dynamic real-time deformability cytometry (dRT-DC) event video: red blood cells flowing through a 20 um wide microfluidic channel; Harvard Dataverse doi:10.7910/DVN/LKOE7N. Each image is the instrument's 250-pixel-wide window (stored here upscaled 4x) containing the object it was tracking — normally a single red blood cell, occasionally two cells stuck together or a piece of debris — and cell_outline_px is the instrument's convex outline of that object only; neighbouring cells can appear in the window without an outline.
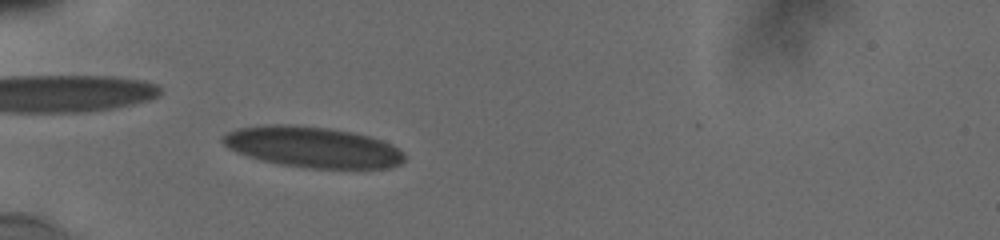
{"species": "human", "species_latin": "Homo sapiens", "temperature_condition": "cold", "stored_images_in_passage": 39, "camera_frame_rate_fps": 3000, "um_per_image_px": 0.085, "donor": {"sex": "male"}, "frame": {"image": 1, "passage_image": 3, "time_ms": 0.667, "image_size_px": [1000, 240], "cell_outline_px": [[404, 160], [400, 164], [388, 168], [312, 168], [280, 164], [260, 160], [236, 152], [228, 148], [220, 140], [220, 136], [224, 132], [236, 128], [264, 124], [288, 124], [328, 128], [352, 132], [368, 136], [380, 140], [404, 152]], "centroid_in_image_um": [26.48, 12.49], "position_along_channel_um": 58.5, "area_um2": 43.29}}
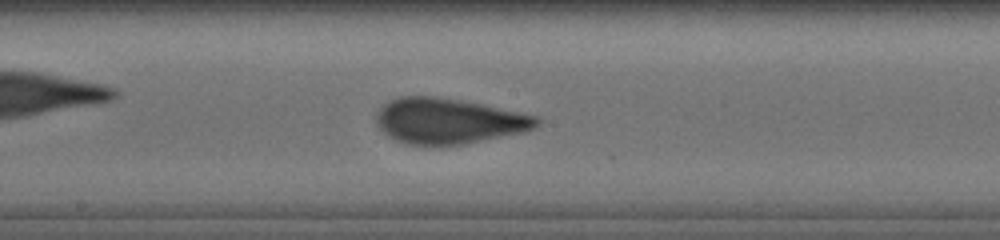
{"frame": {"image": 2, "passage_image": 16, "time_ms": 5.0, "image_size_px": [1000, 240], "cell_outline_px": [[540, 124], [536, 128], [524, 132], [460, 144], [408, 144], [396, 140], [384, 132], [380, 128], [376, 120], [376, 116], [380, 108], [384, 104], [400, 96], [432, 96], [460, 100], [540, 116]], "centroid_in_image_um": [38.17, 10.27], "position_along_channel_um": 210.0, "area_um2": 41.96}}
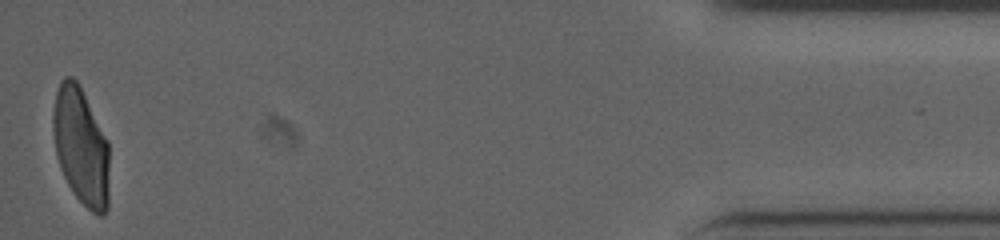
{"frame": {"image": 3, "passage_image": 39, "time_ms": 12.667, "image_size_px": [1000, 240], "cell_outline_px": [[108, 208], [100, 216], [92, 212], [72, 192], [60, 168], [56, 152], [52, 124], [52, 116], [56, 92], [60, 80], [64, 76], [72, 76], [76, 80], [108, 140]], "centroid_in_image_um": [6.87, 12.43], "position_along_channel_um": 428.3, "area_um2": 38.21}, "authors_computed_cell_mechanics": {"area_um2": 41.5004, "velocity_mm_per_s": 3.8287, "shape_relaxation_time_tau1_ms": 8.4121, "shape_relaxation_time_tau2_ms": null, "deformation_change_tau1": 0.2148, "deformation_change_tau2": null}}